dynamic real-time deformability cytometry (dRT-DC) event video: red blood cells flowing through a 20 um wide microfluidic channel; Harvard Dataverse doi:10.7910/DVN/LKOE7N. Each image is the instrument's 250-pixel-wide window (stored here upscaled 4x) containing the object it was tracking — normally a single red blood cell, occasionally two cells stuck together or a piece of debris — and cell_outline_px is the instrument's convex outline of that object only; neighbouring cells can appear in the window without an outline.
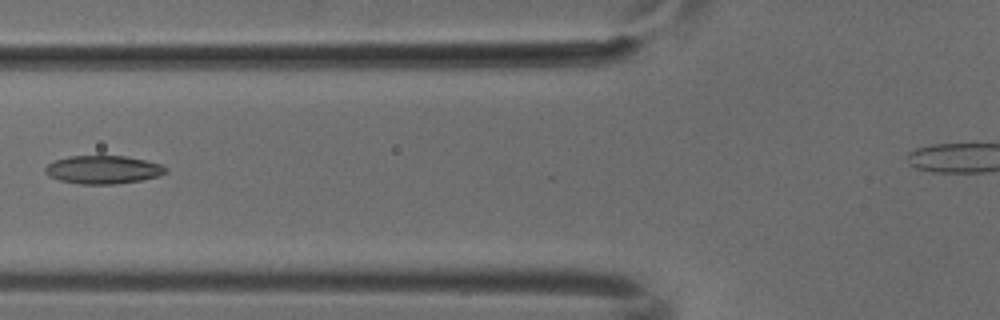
{"species": "common noctule bat (a hibernating species)", "species_latin": "Nyctalus noctula", "temperature_condition": "cold", "stored_images_in_passage": 3, "camera_frame_rate_fps": 3000, "um_per_image_px": 0.085, "animal": {"sex": "male", "body_mass_g": 18.8}, "frame": {"image": 1, "passage_image": 2, "time_ms": 0.333, "image_size_px": [1000, 320], "cell_outline_px": [[168, 172], [160, 176], [140, 180], [116, 184], [80, 184], [60, 180], [48, 176], [44, 172], [44, 168], [48, 164], [56, 160], [68, 156], [124, 156], [144, 160], [160, 164], [168, 168]], "centroid_in_image_um": [8.77, 14.42], "position_along_channel_um": 117.0, "area_um2": 19.83}}
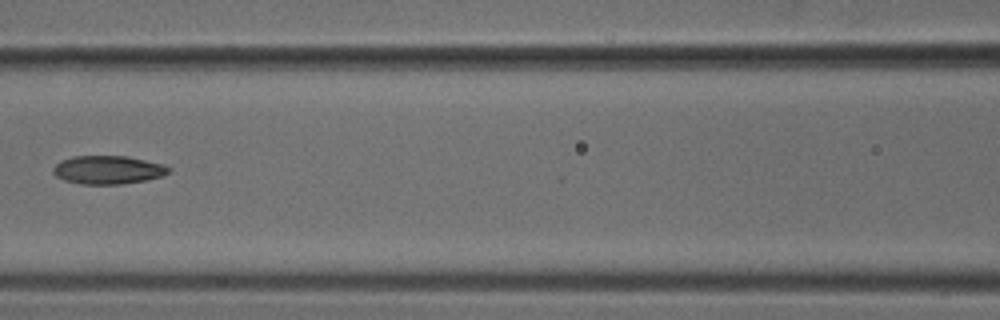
{"frame": {"image": 2, "passage_image": 3, "time_ms": 0.667, "image_size_px": [1000, 320], "cell_outline_px": [[172, 168], [168, 172], [160, 176], [144, 180], [120, 184], [80, 184], [64, 180], [56, 176], [52, 172], [52, 168], [60, 160], [72, 156], [128, 156], [164, 164]], "centroid_in_image_um": [9.14, 14.43], "position_along_channel_um": 157.5, "area_um2": 19.13}}